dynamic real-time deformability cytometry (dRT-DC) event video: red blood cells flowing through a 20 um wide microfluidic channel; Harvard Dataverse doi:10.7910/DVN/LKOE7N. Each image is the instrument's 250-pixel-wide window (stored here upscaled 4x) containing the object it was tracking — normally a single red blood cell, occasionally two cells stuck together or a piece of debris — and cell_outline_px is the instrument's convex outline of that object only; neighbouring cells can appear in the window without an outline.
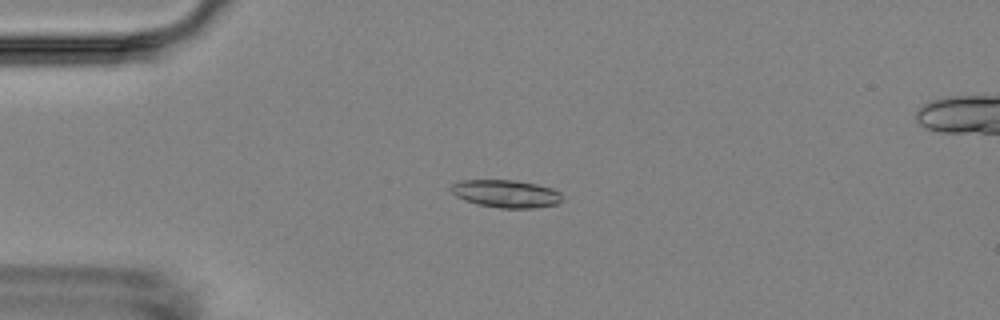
{"species": "Egyptian fruit bat (a non-hibernating species)", "species_latin": "Rousettus aegyptiacus", "temperature_condition": "room temperature", "stored_images_in_passage": 6, "camera_frame_rate_fps": 3000, "um_per_image_px": 0.085, "animal": {"sex": "female"}, "frame": {"image": 1, "passage_image": 4, "time_ms": 3.333, "image_size_px": [1000, 320], "cell_outline_px": [[564, 200], [556, 204], [536, 208], [500, 208], [476, 204], [464, 200], [456, 196], [448, 188], [452, 184], [460, 180], [516, 180], [536, 184], [552, 188], [560, 192], [564, 196]], "centroid_in_image_um": [43.02, 16.46], "position_along_channel_um": 42.0, "area_um2": 18.21}}